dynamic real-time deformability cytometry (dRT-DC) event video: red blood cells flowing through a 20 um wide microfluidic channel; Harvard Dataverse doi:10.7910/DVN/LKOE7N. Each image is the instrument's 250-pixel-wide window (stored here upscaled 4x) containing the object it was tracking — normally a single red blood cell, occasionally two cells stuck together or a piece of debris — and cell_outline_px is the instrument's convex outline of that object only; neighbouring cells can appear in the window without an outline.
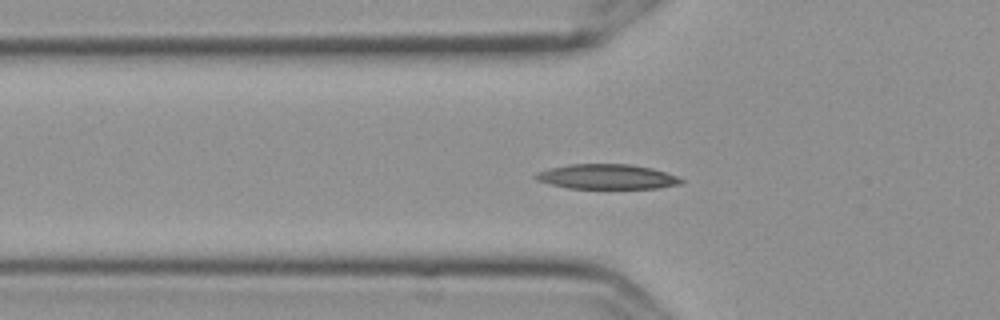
{"species": "Egyptian fruit bat (a non-hibernating species)", "species_latin": "Rousettus aegyptiacus", "temperature_condition": "cold", "stored_images_in_passage": 40, "camera_frame_rate_fps": 3000, "um_per_image_px": 0.085, "frame": {"image": 1, "passage_image": 2, "time_ms": 0.333, "image_size_px": [1000, 320], "cell_outline_px": [[684, 184], [656, 188], [568, 188], [536, 180], [532, 176], [536, 172], [548, 168], [568, 164], [628, 164], [652, 168], [676, 176], [684, 180]], "centroid_in_image_um": [51.56, 15.01], "position_along_channel_um": 74.2, "area_um2": 21.1}}
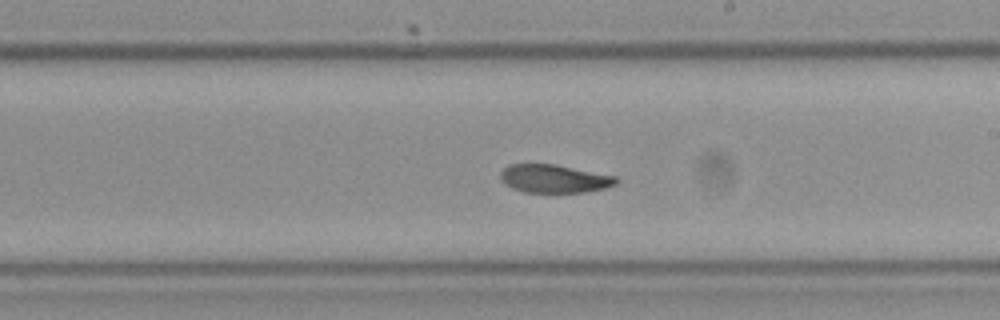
{"frame": {"image": 2, "passage_image": 16, "time_ms": 5.0, "image_size_px": [1000, 320], "cell_outline_px": [[620, 180], [616, 184], [604, 188], [584, 192], [524, 192], [512, 188], [500, 176], [500, 172], [508, 164], [556, 164], [616, 176]], "centroid_in_image_um": [47.14, 15.18], "position_along_channel_um": 241.9, "area_um2": 18.9}}
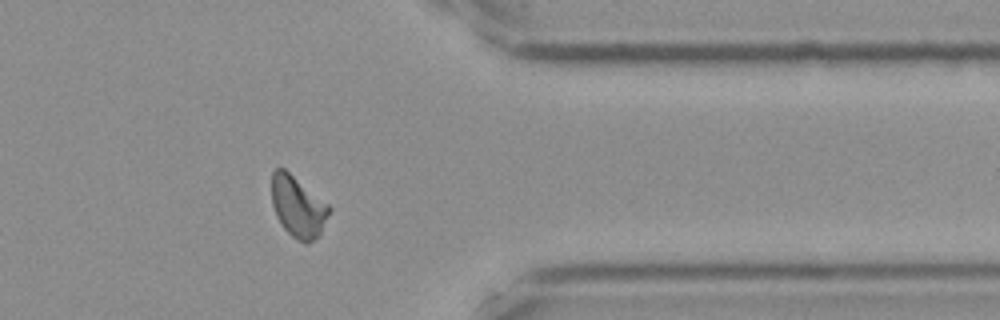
{"frame": {"image": 3, "passage_image": 29, "time_ms": 9.333, "image_size_px": [1000, 320], "cell_outline_px": [[332, 208], [320, 232], [308, 244], [304, 244], [292, 236], [284, 228], [276, 216], [272, 204], [272, 172], [276, 168], [284, 168], [328, 204]], "centroid_in_image_um": [25.31, 17.57], "position_along_channel_um": 386.1, "area_um2": 20.17}, "authors_computed_cell_mechanics": {"area_um2": 19.9121, "velocity_mm_per_s": 3.5827, "shape_relaxation_time_tau1_ms": 6.8425, "shape_relaxation_time_tau2_ms": 2.6846, "deformation_change_tau1": 0.1972, "deformation_change_tau2": 0.0813}}